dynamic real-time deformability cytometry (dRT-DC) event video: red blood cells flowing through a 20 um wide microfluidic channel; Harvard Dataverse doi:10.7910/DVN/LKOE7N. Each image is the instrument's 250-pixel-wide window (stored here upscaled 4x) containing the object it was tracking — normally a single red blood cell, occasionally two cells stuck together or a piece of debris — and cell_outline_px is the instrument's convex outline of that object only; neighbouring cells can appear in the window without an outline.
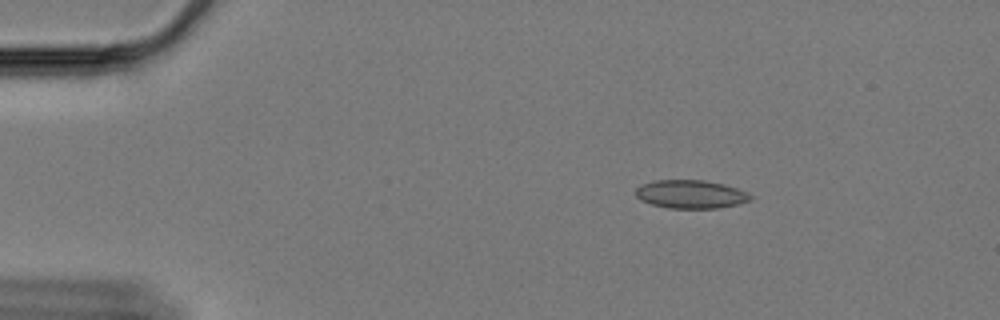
{"species": "Egyptian fruit bat (a non-hibernating species)", "species_latin": "Rousettus aegyptiacus", "temperature_condition": "cold", "stored_images_in_passage": 57, "camera_frame_rate_fps": 3000, "um_per_image_px": 0.085, "animal": {"sex": "female"}, "frame": {"image": 1, "passage_image": 7, "time_ms": 2.0, "image_size_px": [1000, 320], "cell_outline_px": [[752, 196], [748, 200], [736, 204], [716, 208], [668, 208], [652, 204], [640, 200], [636, 196], [636, 188], [640, 184], [656, 180], [704, 180], [724, 184], [748, 192]], "centroid_in_image_um": [58.67, 16.5], "position_along_channel_um": 26.3, "area_um2": 18.84}}
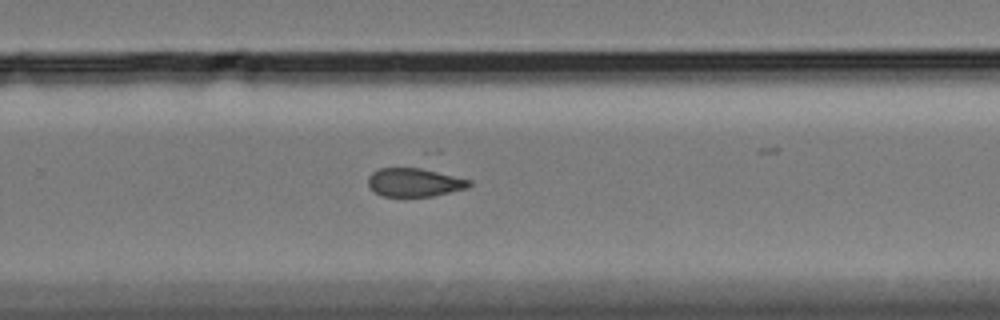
{"frame": {"image": 2, "passage_image": 37, "time_ms": 12.0, "image_size_px": [1000, 320], "cell_outline_px": [[472, 184], [468, 188], [432, 196], [384, 196], [376, 192], [368, 184], [368, 176], [372, 172], [380, 168], [416, 164], [472, 180]], "centroid_in_image_um": [35.28, 15.42], "position_along_channel_um": 294.5, "area_um2": 17.74}}
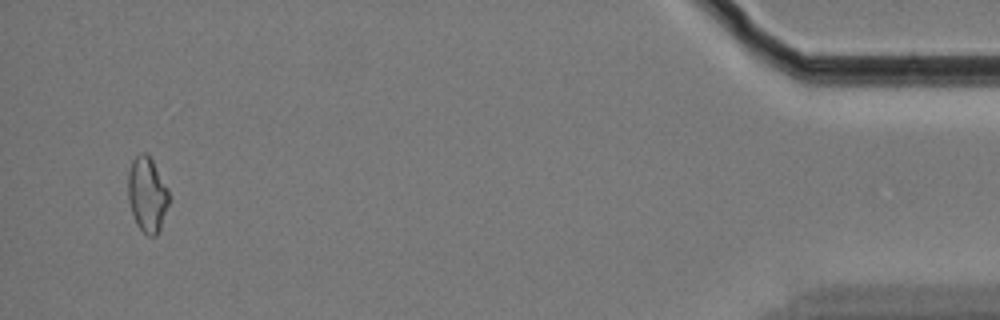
{"frame": {"image": 3, "passage_image": 55, "time_ms": 18.0, "image_size_px": [1000, 320], "cell_outline_px": [[168, 204], [160, 228], [156, 236], [148, 236], [136, 224], [128, 200], [128, 172], [132, 160], [140, 152], [144, 152], [152, 160], [168, 188]], "centroid_in_image_um": [12.49, 16.52], "position_along_channel_um": 422.7, "area_um2": 17.69}}